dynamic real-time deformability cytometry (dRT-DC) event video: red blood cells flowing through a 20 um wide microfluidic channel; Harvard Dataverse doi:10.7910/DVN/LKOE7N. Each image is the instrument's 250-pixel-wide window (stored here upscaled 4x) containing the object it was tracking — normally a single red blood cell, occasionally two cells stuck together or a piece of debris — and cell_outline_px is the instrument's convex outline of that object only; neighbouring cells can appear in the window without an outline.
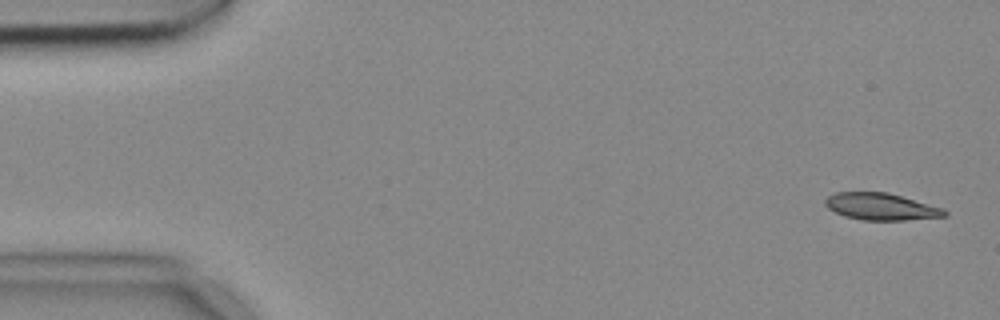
{"species": "common noctule bat (a hibernating species)", "species_latin": "Nyctalus noctula", "temperature_condition": "cold", "stored_images_in_passage": 4, "camera_frame_rate_fps": 3000, "um_per_image_px": 0.085, "animal": {"sex": "female", "body_mass_g": 18.4}, "frame": {"image": 1, "passage_image": 1, "time_ms": 0.0, "image_size_px": [1000, 320], "cell_outline_px": [[948, 216], [904, 220], [864, 220], [844, 216], [828, 208], [824, 204], [824, 200], [828, 196], [836, 192], [888, 192], [944, 208], [948, 212]], "centroid_in_image_um": [74.9, 17.56], "position_along_channel_um": 10.1, "area_um2": 18.79}}
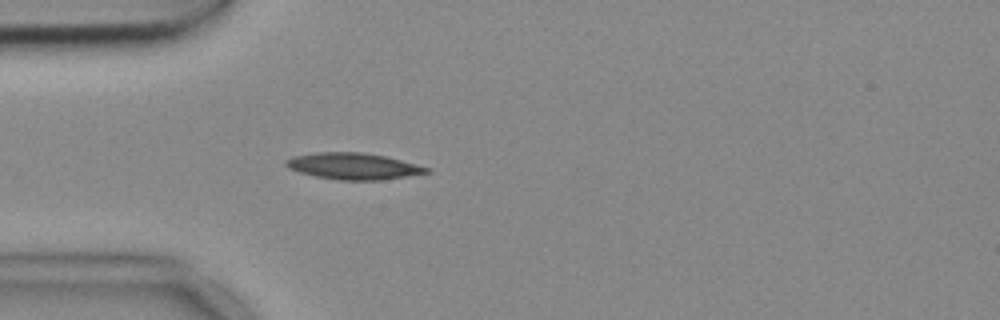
{"frame": {"image": 2, "passage_image": 4, "time_ms": 1.0, "image_size_px": [1000, 320], "cell_outline_px": [[432, 172], [380, 180], [340, 180], [316, 176], [300, 172], [288, 168], [284, 164], [284, 160], [296, 156], [316, 152], [360, 152], [384, 156], [432, 168]], "centroid_in_image_um": [30.04, 14.12], "position_along_channel_um": 55.0, "area_um2": 21.5}}